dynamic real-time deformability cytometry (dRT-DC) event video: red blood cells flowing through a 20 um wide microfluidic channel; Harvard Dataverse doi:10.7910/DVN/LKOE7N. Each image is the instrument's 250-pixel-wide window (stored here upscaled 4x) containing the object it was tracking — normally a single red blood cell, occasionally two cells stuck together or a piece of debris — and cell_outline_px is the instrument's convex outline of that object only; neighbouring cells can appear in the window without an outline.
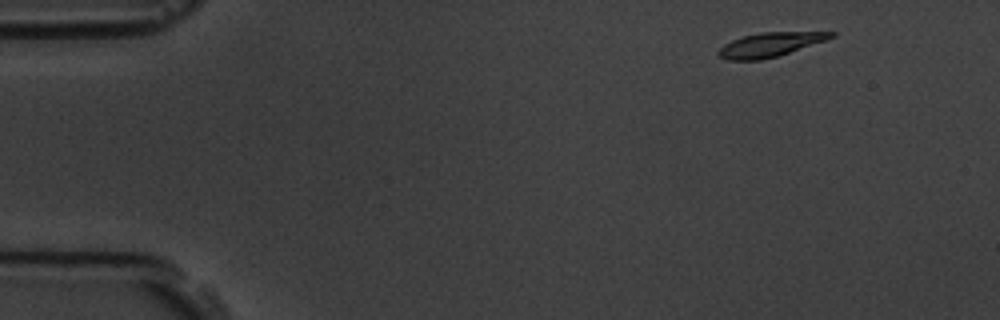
{"species": "common noctule bat (a hibernating species)", "species_latin": "Nyctalus noctula", "temperature_condition": "room temperature", "stored_images_in_passage": 54, "camera_frame_rate_fps": 3000, "um_per_image_px": 0.085, "animal": {"sex": "male", "body_mass_g": 19.5, "forearm_length_mm": 54.6}, "frame": {"image": 1, "passage_image": 3, "time_ms": 0.667, "image_size_px": [1000, 320], "cell_outline_px": [[836, 36], [828, 40], [776, 56], [760, 60], [728, 60], [716, 56], [716, 52], [724, 44], [732, 40], [744, 36], [760, 32], [836, 32]], "centroid_in_image_um": [65.44, 3.79], "position_along_channel_um": 19.6, "area_um2": 15.84}}
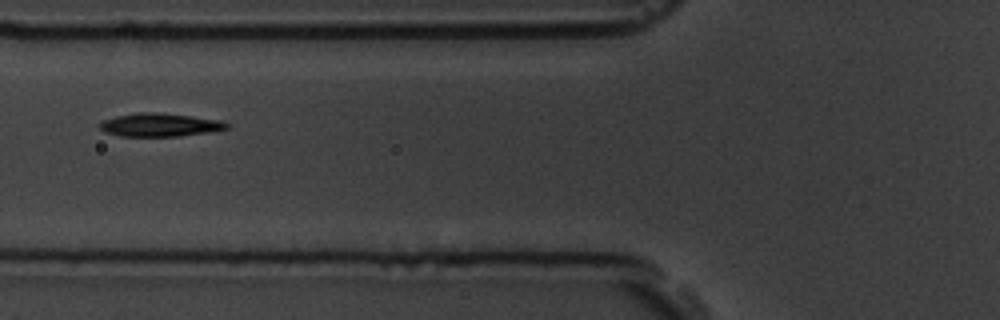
{"frame": {"image": 2, "passage_image": 19, "time_ms": 6.0, "image_size_px": [1000, 320], "cell_outline_px": [[228, 128], [208, 132], [180, 136], [120, 136], [104, 132], [100, 128], [100, 124], [104, 120], [116, 116], [136, 112], [156, 112], [192, 116], [220, 120], [228, 124]], "centroid_in_image_um": [13.56, 10.61], "position_along_channel_um": 112.2, "area_um2": 17.11}}
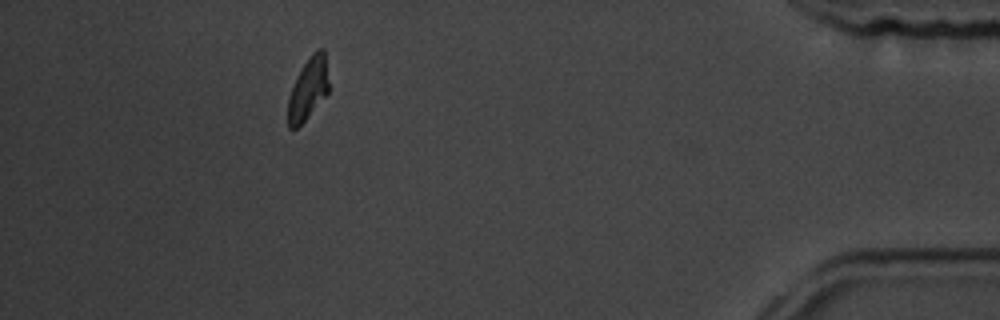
{"frame": {"image": 3, "passage_image": 49, "time_ms": 16.0, "image_size_px": [1000, 320], "cell_outline_px": [[328, 92], [304, 120], [296, 128], [288, 128], [288, 96], [296, 76], [312, 52], [316, 48], [324, 48], [328, 80]], "centroid_in_image_um": [26.18, 7.5], "position_along_channel_um": 409.0, "area_um2": 14.51}, "authors_computed_cell_mechanics": {"area_um2": 16.1551, "velocity_mm_per_s": 3.5299, "shape_relaxation_time_tau1_ms": 3.1327, "shape_relaxation_time_tau2_ms": 3.5325, "deformation_change_tau1": 0.1671, "deformation_change_tau2": 0.0658}}